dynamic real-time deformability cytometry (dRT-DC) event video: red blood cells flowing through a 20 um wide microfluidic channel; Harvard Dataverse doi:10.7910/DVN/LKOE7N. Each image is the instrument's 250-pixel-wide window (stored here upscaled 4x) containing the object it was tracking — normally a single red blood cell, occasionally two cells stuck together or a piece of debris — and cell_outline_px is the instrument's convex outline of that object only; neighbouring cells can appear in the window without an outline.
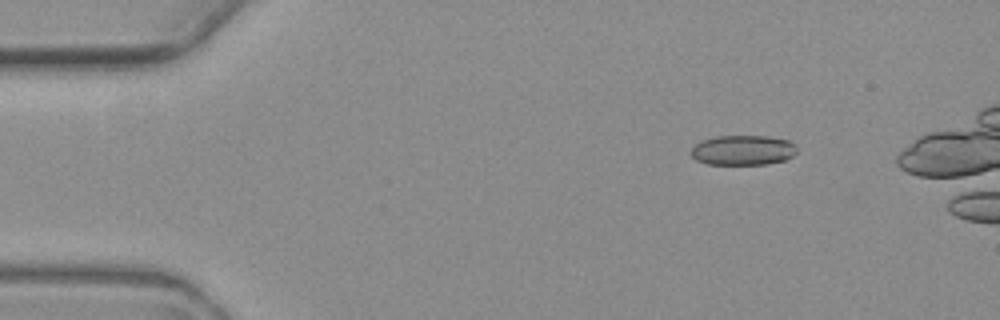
{"species": "common noctule bat (a hibernating species)", "species_latin": "Nyctalus noctula", "temperature_condition": "warm", "stored_images_in_passage": 6, "camera_frame_rate_fps": 3000, "um_per_image_px": 0.085, "animal": {"sex": "female", "body_mass_g": 19.3, "forearm_length_mm": 54.1}, "frame": {"image": 1, "passage_image": 1, "time_ms": 0.0, "image_size_px": [1000, 320], "cell_outline_px": [[796, 152], [792, 156], [784, 160], [768, 164], [708, 164], [696, 160], [688, 152], [700, 140], [716, 136], [768, 136], [788, 140], [796, 144]], "centroid_in_image_um": [63.13, 12.76], "position_along_channel_um": 21.9, "area_um2": 18.61}}